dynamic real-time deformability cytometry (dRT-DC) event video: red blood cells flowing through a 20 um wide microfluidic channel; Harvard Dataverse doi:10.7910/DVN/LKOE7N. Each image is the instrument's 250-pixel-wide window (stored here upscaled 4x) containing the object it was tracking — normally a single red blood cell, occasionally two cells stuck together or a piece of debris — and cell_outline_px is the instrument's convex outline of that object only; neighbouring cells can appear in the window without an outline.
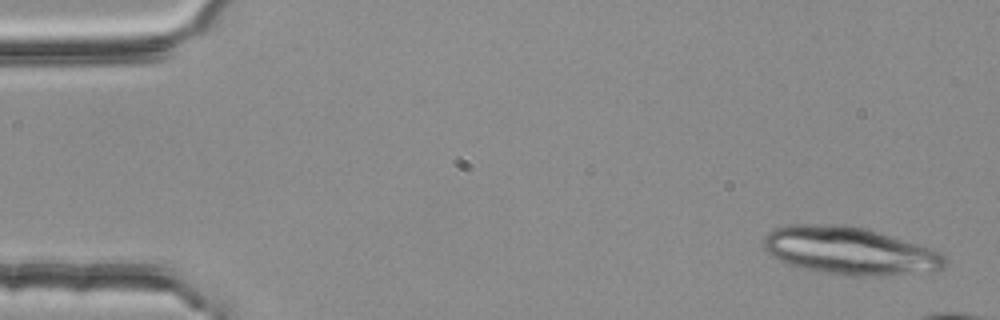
{"species": "common noctule bat (a hibernating species)", "species_latin": "Nyctalus noctula", "temperature_condition": "room temperature", "stored_images_in_passage": 5, "camera_frame_rate_fps": 3000, "um_per_image_px": 0.085, "animal": {"sex": "female", "body_mass_g": 25.1}, "frame": {"image": 1, "passage_image": 1, "time_ms": 0.0, "image_size_px": [1000, 320], "cell_outline_px": [[948, 264], [940, 272], [884, 276], [856, 276], [800, 268], [780, 260], [772, 256], [764, 248], [764, 236], [768, 232], [776, 228], [792, 224], [848, 224], [864, 228], [928, 248], [940, 252], [948, 260]], "centroid_in_image_um": [72.28, 21.33], "position_along_channel_um": 12.7, "area_um2": 50.4}}